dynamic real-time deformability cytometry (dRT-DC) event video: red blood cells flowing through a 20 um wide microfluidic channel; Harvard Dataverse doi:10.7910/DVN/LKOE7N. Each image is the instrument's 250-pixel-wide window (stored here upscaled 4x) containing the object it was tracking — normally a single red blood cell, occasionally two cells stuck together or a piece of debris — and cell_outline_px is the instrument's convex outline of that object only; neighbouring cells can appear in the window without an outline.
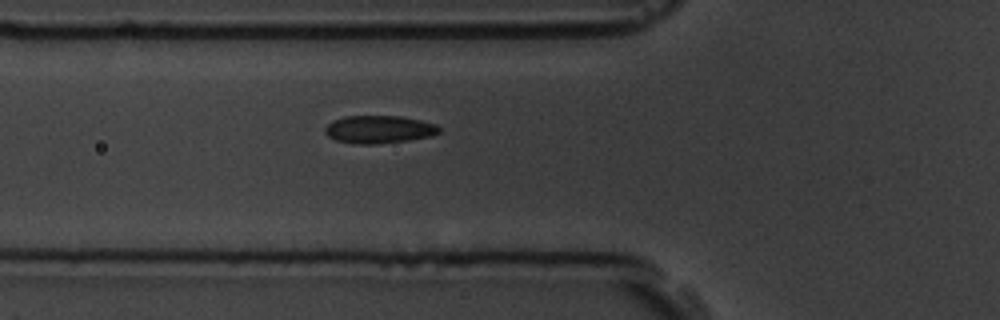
{"species": "common noctule bat (a hibernating species)", "species_latin": "Nyctalus noctula", "temperature_condition": "room temperature", "stored_images_in_passage": 4, "camera_frame_rate_fps": 3000, "um_per_image_px": 0.085, "animal": {"sex": "male", "body_mass_g": 19.5, "forearm_length_mm": 54.6}, "frame": {"image": 1, "passage_image": 4, "time_ms": 3.667, "image_size_px": [1000, 320], "cell_outline_px": [[440, 132], [432, 136], [408, 140], [376, 144], [356, 144], [336, 140], [328, 136], [324, 132], [324, 128], [332, 120], [344, 116], [400, 116], [420, 120], [436, 124], [440, 128]], "centroid_in_image_um": [32.2, 11.0], "position_along_channel_um": 93.6, "area_um2": 18.55}}